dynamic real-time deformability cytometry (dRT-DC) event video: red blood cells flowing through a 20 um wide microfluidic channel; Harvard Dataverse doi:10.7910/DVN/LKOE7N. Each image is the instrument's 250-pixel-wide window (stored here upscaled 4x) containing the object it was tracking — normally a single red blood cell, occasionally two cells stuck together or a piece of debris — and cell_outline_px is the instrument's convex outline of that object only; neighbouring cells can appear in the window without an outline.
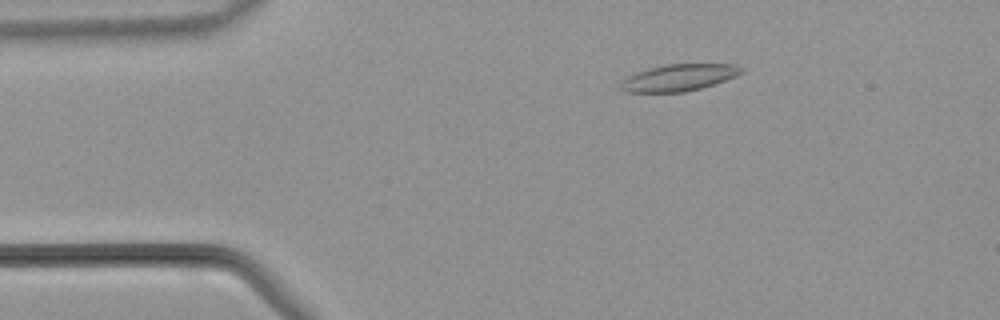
{"species": "common noctule bat (a hibernating species)", "species_latin": "Nyctalus noctula", "temperature_condition": "warm", "stored_images_in_passage": 43, "camera_frame_rate_fps": 3000, "um_per_image_px": 0.085, "animal": {"sex": "male", "body_mass_g": 21.5, "forearm_length_mm": 52.0}, "frame": {"image": 1, "passage_image": 7, "time_ms": 2.0, "image_size_px": [1000, 320], "cell_outline_px": [[744, 72], [736, 76], [700, 88], [684, 92], [624, 92], [620, 88], [620, 84], [628, 76], [636, 72], [648, 68], [668, 64], [736, 64], [744, 68]], "centroid_in_image_um": [57.71, 6.59], "position_along_channel_um": 27.3, "area_um2": 18.73}}
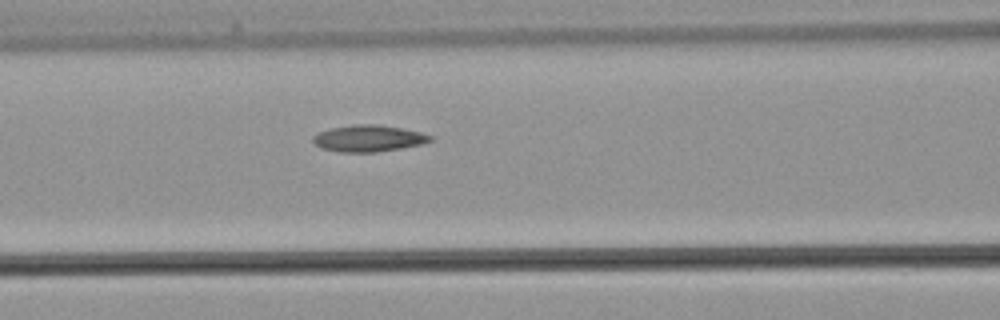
{"frame": {"image": 2, "passage_image": 17, "time_ms": 5.333, "image_size_px": [1000, 320], "cell_outline_px": [[432, 140], [424, 144], [376, 152], [340, 152], [320, 148], [312, 140], [312, 136], [320, 132], [332, 128], [352, 124], [376, 124], [400, 128], [420, 132], [432, 136]], "centroid_in_image_um": [31.32, 11.76], "position_along_channel_um": 135.3, "area_um2": 18.09}}
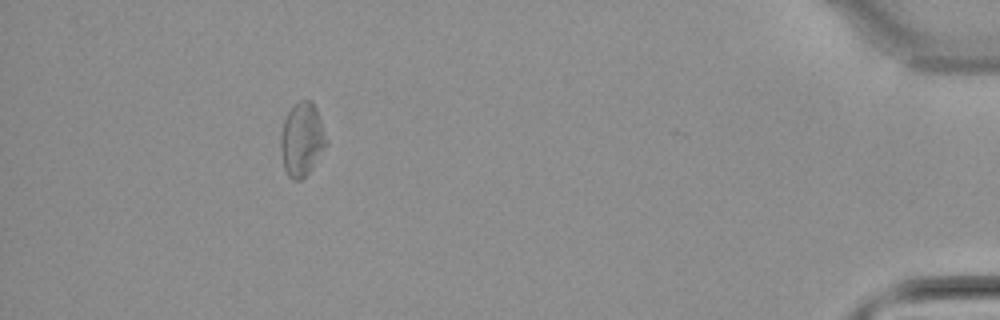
{"frame": {"image": 3, "passage_image": 39, "time_ms": 12.667, "image_size_px": [1000, 320], "cell_outline_px": [[328, 144], [312, 168], [300, 180], [292, 180], [288, 176], [284, 168], [280, 148], [280, 136], [284, 120], [288, 112], [300, 100], [312, 100], [316, 108], [328, 140]], "centroid_in_image_um": [25.67, 11.86], "position_along_channel_um": 409.5, "area_um2": 19.54}}